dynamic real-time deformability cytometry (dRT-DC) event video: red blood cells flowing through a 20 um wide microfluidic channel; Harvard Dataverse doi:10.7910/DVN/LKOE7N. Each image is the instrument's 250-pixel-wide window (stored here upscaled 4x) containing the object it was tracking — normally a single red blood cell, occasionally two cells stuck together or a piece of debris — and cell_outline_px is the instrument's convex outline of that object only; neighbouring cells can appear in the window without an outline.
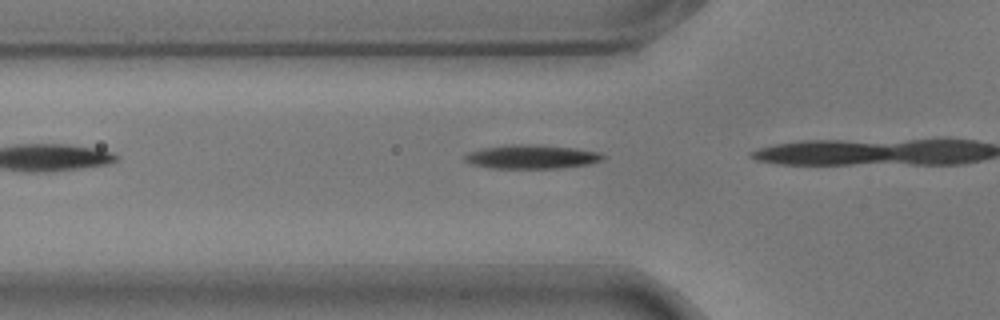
{"species": "common noctule bat (a hibernating species)", "species_latin": "Nyctalus noctula", "temperature_condition": "warm", "stored_images_in_passage": 4, "camera_frame_rate_fps": 3000, "um_per_image_px": 0.085, "animal": {"sex": "male", "body_mass_g": 17.9}, "frame": {"image": 1, "passage_image": 2, "time_ms": 0.333, "image_size_px": [1000, 320], "cell_outline_px": [[608, 156], [604, 160], [588, 164], [560, 168], [492, 168], [472, 164], [464, 160], [460, 156], [468, 152], [484, 148], [508, 144], [540, 144], [576, 148], [600, 152]], "centroid_in_image_um": [45.21, 13.31], "position_along_channel_um": 80.6, "area_um2": 19.59}}